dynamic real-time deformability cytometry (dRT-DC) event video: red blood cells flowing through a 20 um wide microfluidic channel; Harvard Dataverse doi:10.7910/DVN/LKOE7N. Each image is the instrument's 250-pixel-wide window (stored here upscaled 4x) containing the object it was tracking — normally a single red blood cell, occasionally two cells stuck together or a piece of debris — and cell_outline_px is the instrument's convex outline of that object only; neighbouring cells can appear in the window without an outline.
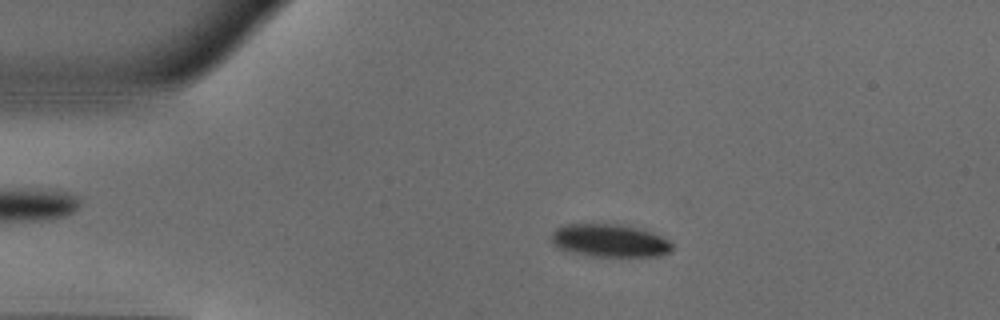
{"species": "common noctule bat (a hibernating species)", "species_latin": "Nyctalus noctula", "temperature_condition": "warm", "stored_images_in_passage": 49, "camera_frame_rate_fps": 3000, "um_per_image_px": 0.085, "animal": {"sex": "male", "body_mass_g": 18.8}, "frame": {"image": 1, "passage_image": 9, "time_ms": 2.667, "image_size_px": [1000, 320], "cell_outline_px": [[672, 248], [668, 252], [660, 256], [592, 256], [572, 252], [560, 248], [552, 244], [552, 232], [556, 228], [568, 224], [616, 224], [636, 228], [652, 232], [668, 240], [672, 244]], "centroid_in_image_um": [51.81, 20.45], "position_along_channel_um": 33.2, "area_um2": 22.83}}
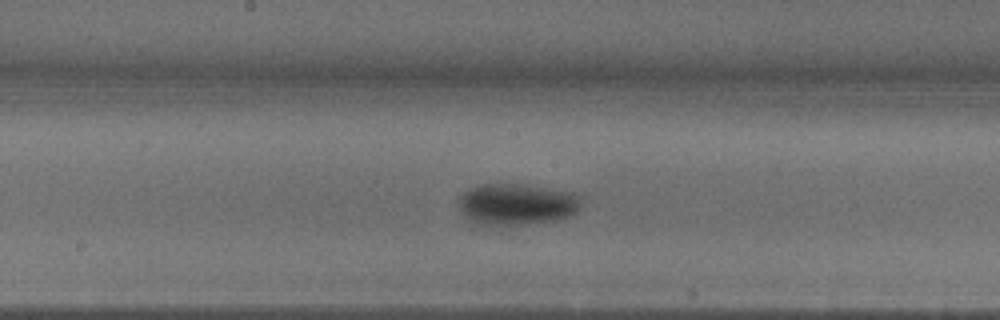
{"frame": {"image": 2, "passage_image": 25, "time_ms": 8.0, "image_size_px": [1000, 320], "cell_outline_px": [[580, 204], [576, 212], [568, 216], [556, 220], [492, 228], [468, 220], [464, 216], [456, 200], [464, 192], [472, 188], [484, 184], [524, 184], [572, 192], [580, 196]], "centroid_in_image_um": [43.87, 17.39], "position_along_channel_um": 204.3, "area_um2": 30.0}}
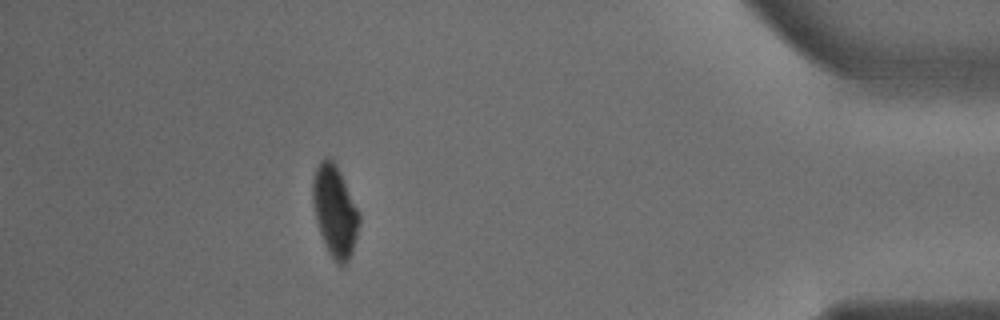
{"frame": {"image": 3, "passage_image": 44, "time_ms": 14.333, "image_size_px": [1000, 320], "cell_outline_px": [[360, 220], [352, 252], [348, 260], [344, 264], [336, 264], [328, 252], [324, 244], [316, 220], [312, 200], [312, 180], [316, 168], [320, 160], [324, 156], [328, 156], [336, 164], [360, 212]], "centroid_in_image_um": [28.45, 17.91], "position_along_channel_um": 406.7, "area_um2": 24.74}, "authors_computed_cell_mechanics": {"area_um2": 26.6458, "velocity_mm_per_s": 3.9935, "shape_relaxation_time_tau1_ms": 3.7033, "shape_relaxation_time_tau2_ms": null, "deformation_change_tau1": 0.1454, "deformation_change_tau2": null}}